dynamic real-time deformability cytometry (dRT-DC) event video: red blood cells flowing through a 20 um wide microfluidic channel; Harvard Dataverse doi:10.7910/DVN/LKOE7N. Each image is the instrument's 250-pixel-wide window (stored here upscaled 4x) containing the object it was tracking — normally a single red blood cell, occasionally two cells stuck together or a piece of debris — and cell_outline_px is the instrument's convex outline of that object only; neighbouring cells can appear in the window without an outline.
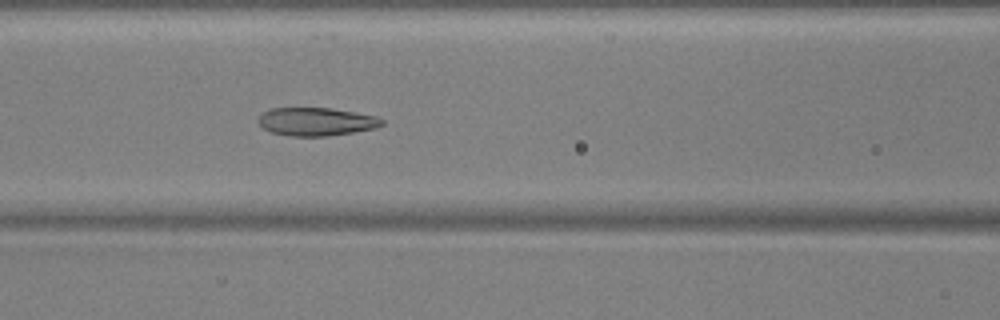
{"species": "common noctule bat (a hibernating species)", "species_latin": "Nyctalus noctula", "temperature_condition": "warm", "stored_images_in_passage": 54, "camera_frame_rate_fps": 3000, "um_per_image_px": 0.085, "animal": {"sex": "male", "body_mass_g": 17.9, "forearm_length_mm": 54.2}, "frame": {"image": 1, "passage_image": 24, "time_ms": 7.667, "image_size_px": [1000, 320], "cell_outline_px": [[384, 124], [372, 128], [352, 132], [328, 136], [288, 136], [272, 132], [264, 128], [256, 120], [264, 112], [272, 108], [328, 108], [376, 116], [384, 120]], "centroid_in_image_um": [26.85, 10.34], "position_along_channel_um": 139.8, "area_um2": 20.0}}
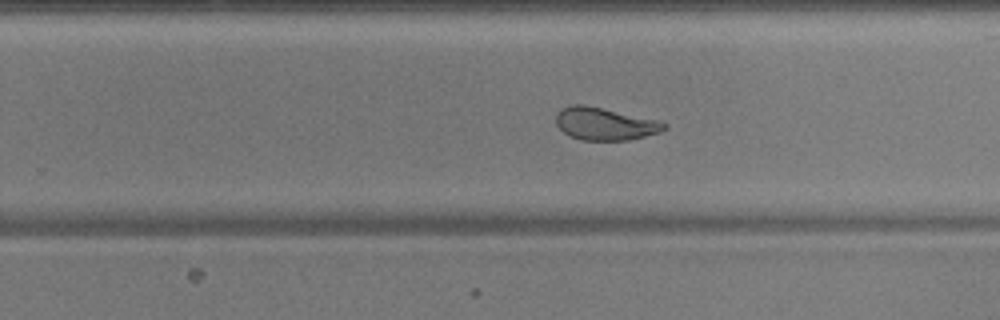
{"frame": {"image": 2, "passage_image": 35, "time_ms": 11.333, "image_size_px": [1000, 320], "cell_outline_px": [[668, 128], [660, 132], [628, 140], [580, 140], [564, 132], [556, 124], [556, 116], [564, 108], [572, 104], [584, 104], [656, 120], [668, 124]], "centroid_in_image_um": [51.43, 10.53], "position_along_channel_um": 278.4, "area_um2": 20.17}}
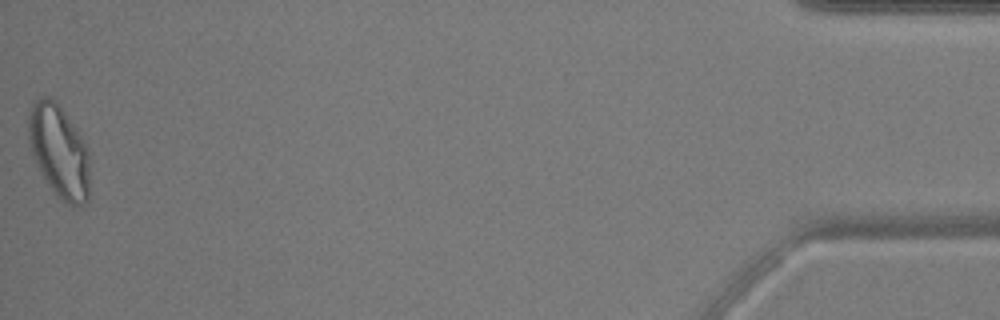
{"frame": {"image": 3, "passage_image": 54, "time_ms": 17.667, "image_size_px": [1000, 320], "cell_outline_px": [[88, 200], [84, 204], [68, 204], [56, 196], [48, 184], [36, 164], [28, 140], [28, 116], [32, 104], [40, 96], [48, 96], [64, 112], [88, 148]], "centroid_in_image_um": [4.99, 12.86], "position_along_channel_um": 430.2, "area_um2": 32.54}, "authors_computed_cell_mechanics": {"area_um2": 22.8021, "velocity_mm_per_s": 3.7885, "shape_relaxation_time_tau1_ms": 9.4321, "shape_relaxation_time_tau2_ms": 1.1633, "deformation_change_tau1": 0.2677, "deformation_change_tau2": 0.0805}}